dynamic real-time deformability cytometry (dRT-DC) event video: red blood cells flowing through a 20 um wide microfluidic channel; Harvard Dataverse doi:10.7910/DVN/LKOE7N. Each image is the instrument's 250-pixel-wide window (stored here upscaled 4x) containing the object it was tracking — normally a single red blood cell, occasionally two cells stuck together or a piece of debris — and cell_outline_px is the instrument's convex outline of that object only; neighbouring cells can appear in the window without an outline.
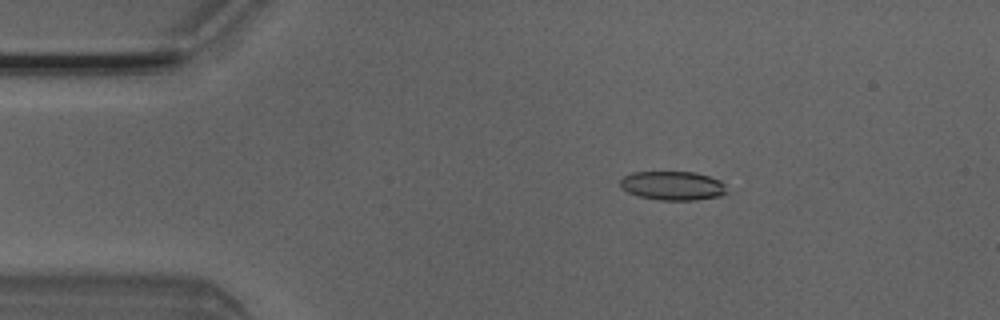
{"species": "Egyptian fruit bat (a non-hibernating species)", "species_latin": "Rousettus aegyptiacus", "temperature_condition": "room temperature", "stored_images_in_passage": 4, "camera_frame_rate_fps": 3000, "um_per_image_px": 0.085, "animal": {"sex": "male"}, "frame": {"image": 1, "passage_image": 3, "time_ms": 0.667, "image_size_px": [1000, 320], "cell_outline_px": [[724, 192], [720, 196], [696, 200], [660, 200], [640, 196], [628, 192], [620, 188], [620, 180], [624, 176], [632, 172], [696, 172], [720, 180], [724, 184]], "centroid_in_image_um": [57.14, 15.78], "position_along_channel_um": 27.9, "area_um2": 17.86}}